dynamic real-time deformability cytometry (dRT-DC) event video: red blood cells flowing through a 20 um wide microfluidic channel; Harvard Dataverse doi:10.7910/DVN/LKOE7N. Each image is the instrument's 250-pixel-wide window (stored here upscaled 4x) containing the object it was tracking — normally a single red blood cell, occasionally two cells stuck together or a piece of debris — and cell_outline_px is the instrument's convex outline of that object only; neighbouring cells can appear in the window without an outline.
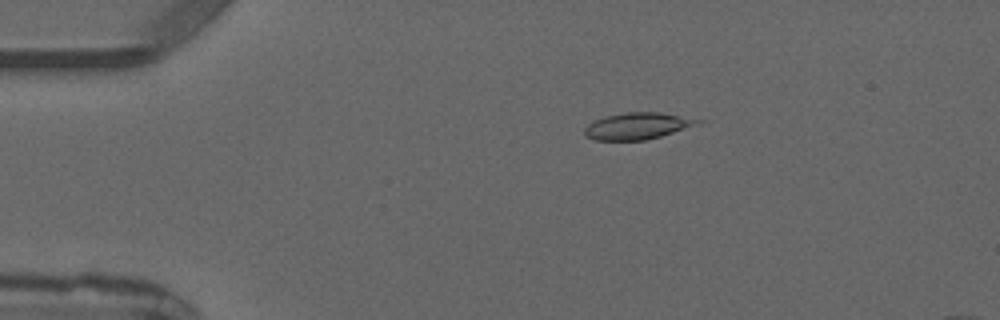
{"species": "common noctule bat (a hibernating species)", "species_latin": "Nyctalus noctula", "temperature_condition": "warm", "stored_images_in_passage": 5, "camera_frame_rate_fps": 3000, "um_per_image_px": 0.085, "animal": {"sex": "male", "forearm_length_mm": 52.5}, "frame": {"image": 1, "passage_image": 3, "time_ms": 2.333, "image_size_px": [1000, 320], "cell_outline_px": [[704, 124], [660, 136], [644, 140], [592, 140], [584, 136], [584, 128], [588, 124], [604, 116], [628, 112], [660, 112], [704, 120]], "centroid_in_image_um": [54.22, 10.71], "position_along_channel_um": 30.8, "area_um2": 17.8}}